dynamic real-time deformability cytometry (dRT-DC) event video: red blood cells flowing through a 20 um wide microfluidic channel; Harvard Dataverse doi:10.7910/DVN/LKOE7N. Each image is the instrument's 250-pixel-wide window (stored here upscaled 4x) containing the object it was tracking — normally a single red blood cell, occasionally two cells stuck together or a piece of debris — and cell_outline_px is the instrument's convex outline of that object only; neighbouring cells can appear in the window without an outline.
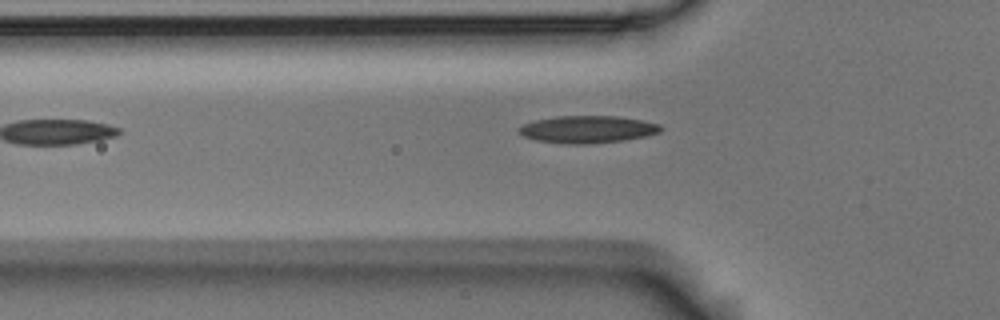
{"species": "Egyptian fruit bat (a non-hibernating species)", "species_latin": "Rousettus aegyptiacus", "temperature_condition": "room temperature", "stored_images_in_passage": 25, "camera_frame_rate_fps": 3000, "um_per_image_px": 0.085, "animal": {"sex": "male"}, "frame": {"image": 1, "passage_image": 4, "time_ms": 1.0, "image_size_px": [1000, 320], "cell_outline_px": [[664, 128], [660, 132], [644, 136], [624, 140], [584, 144], [568, 144], [536, 140], [524, 136], [516, 132], [516, 128], [524, 124], [536, 120], [556, 116], [616, 116], [644, 120], [660, 124]], "centroid_in_image_um": [49.94, 10.99], "position_along_channel_um": 75.9, "area_um2": 22.6}}
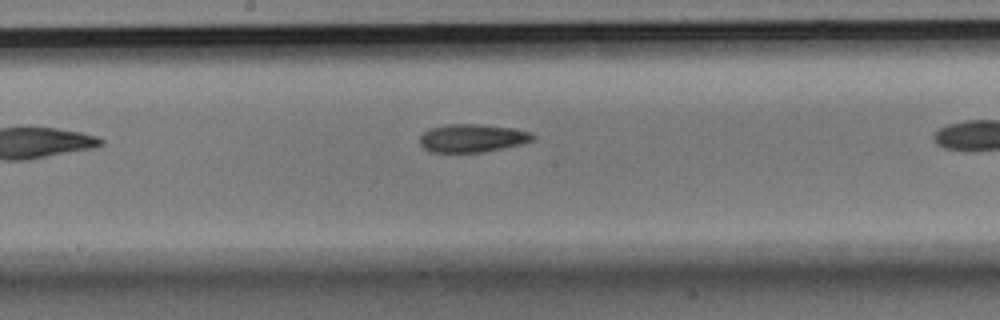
{"frame": {"image": 2, "passage_image": 11, "time_ms": 3.333, "image_size_px": [1000, 320], "cell_outline_px": [[536, 136], [532, 140], [520, 144], [480, 152], [428, 152], [420, 144], [420, 136], [428, 128], [448, 124], [480, 124], [512, 128], [532, 132]], "centroid_in_image_um": [40.11, 11.73], "position_along_channel_um": 208.1, "area_um2": 18.44}}
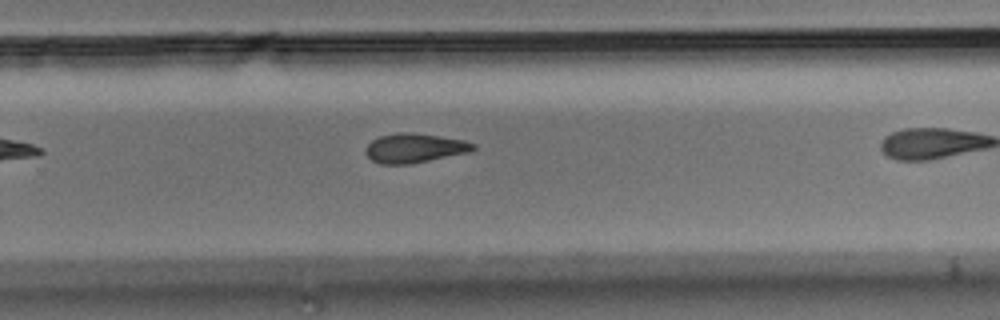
{"frame": {"image": 3, "passage_image": 18, "time_ms": 5.667, "image_size_px": [1000, 320], "cell_outline_px": [[476, 148], [472, 152], [412, 164], [380, 164], [372, 160], [364, 152], [368, 144], [372, 140], [380, 136], [396, 132], [412, 132], [464, 140], [476, 144]], "centroid_in_image_um": [35.26, 12.59], "position_along_channel_um": 294.5, "area_um2": 18.61}}